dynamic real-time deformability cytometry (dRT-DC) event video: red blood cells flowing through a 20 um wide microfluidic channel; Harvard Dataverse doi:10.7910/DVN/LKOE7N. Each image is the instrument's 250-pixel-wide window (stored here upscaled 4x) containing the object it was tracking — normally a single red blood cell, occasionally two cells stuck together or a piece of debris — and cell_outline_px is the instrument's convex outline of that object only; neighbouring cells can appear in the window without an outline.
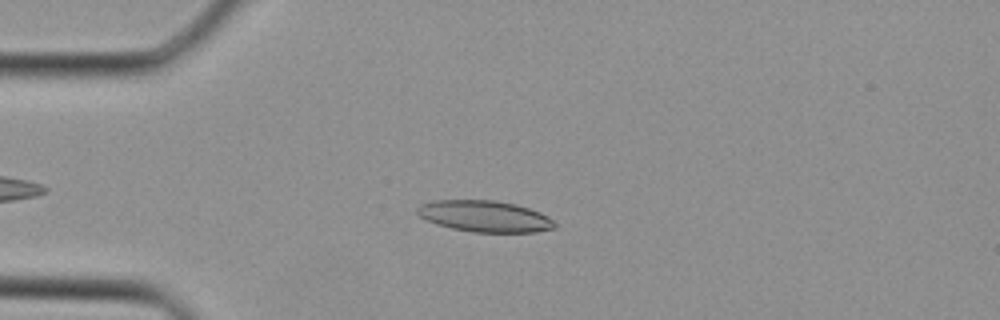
{"species": "Egyptian fruit bat (a non-hibernating species)", "species_latin": "Rousettus aegyptiacus", "temperature_condition": "cold", "stored_images_in_passage": 33, "camera_frame_rate_fps": 3000, "um_per_image_px": 0.085, "animal": {"sex": "female"}, "frame": {"image": 1, "passage_image": 7, "time_ms": 2.0, "image_size_px": [1000, 320], "cell_outline_px": [[556, 228], [536, 232], [472, 232], [452, 228], [436, 224], [420, 216], [416, 212], [416, 208], [420, 204], [432, 200], [496, 200], [516, 204], [540, 212], [548, 216], [556, 224]], "centroid_in_image_um": [41.2, 18.38], "position_along_channel_um": 43.8, "area_um2": 25.2}}
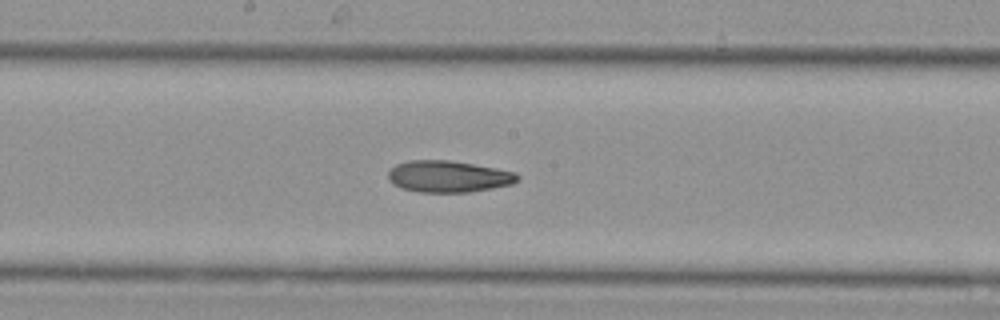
{"frame": {"image": 2, "passage_image": 18, "time_ms": 5.667, "image_size_px": [1000, 320], "cell_outline_px": [[520, 180], [512, 184], [492, 188], [468, 192], [420, 192], [400, 188], [388, 180], [388, 172], [396, 164], [408, 160], [448, 160], [496, 168], [516, 172], [520, 176]], "centroid_in_image_um": [38.12, 15.0], "position_along_channel_um": 210.1, "area_um2": 23.87}}
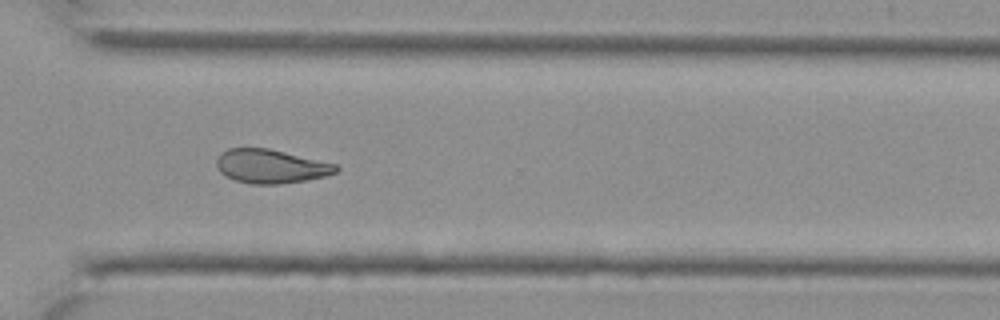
{"frame": {"image": 3, "passage_image": 26, "time_ms": 8.333, "image_size_px": [1000, 320], "cell_outline_px": [[340, 168], [336, 172], [324, 176], [308, 180], [280, 184], [248, 184], [236, 180], [220, 172], [216, 164], [216, 160], [220, 152], [228, 148], [268, 148], [336, 164]], "centroid_in_image_um": [23.0, 14.13], "position_along_channel_um": 347.6, "area_um2": 23.52}}